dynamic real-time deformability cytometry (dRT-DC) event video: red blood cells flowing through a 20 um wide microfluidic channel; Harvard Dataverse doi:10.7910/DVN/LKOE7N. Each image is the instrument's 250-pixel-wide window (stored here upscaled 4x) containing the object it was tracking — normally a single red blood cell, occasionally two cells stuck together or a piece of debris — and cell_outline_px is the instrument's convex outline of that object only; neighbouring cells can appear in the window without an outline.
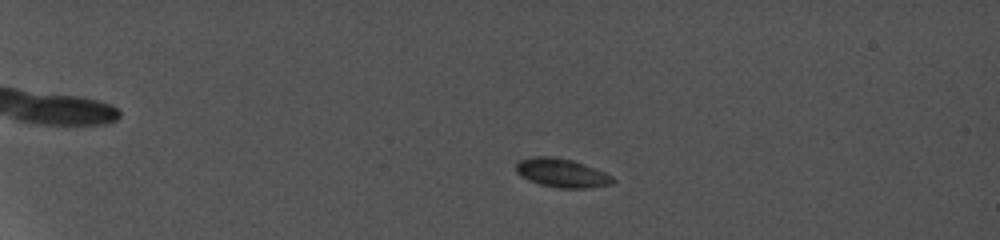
{"species": "common noctule bat (a hibernating species)", "species_latin": "Nyctalus noctula", "temperature_condition": "cold", "stored_images_in_passage": 9, "camera_frame_rate_fps": 5000, "um_per_image_px": 0.085, "animal": {"sex": "female", "body_mass_g": 19.0, "forearm_length_mm": 56.7}, "frame": {"image": 1, "passage_image": 3, "time_ms": 2.0, "image_size_px": [1000, 240], "cell_outline_px": [[616, 180], [612, 184], [588, 188], [560, 188], [540, 184], [528, 180], [520, 176], [516, 172], [516, 164], [520, 160], [540, 156], [544, 156], [572, 160], [604, 172], [612, 176]], "centroid_in_image_um": [47.75, 14.72], "position_along_channel_um": 37.2, "area_um2": 15.95}}
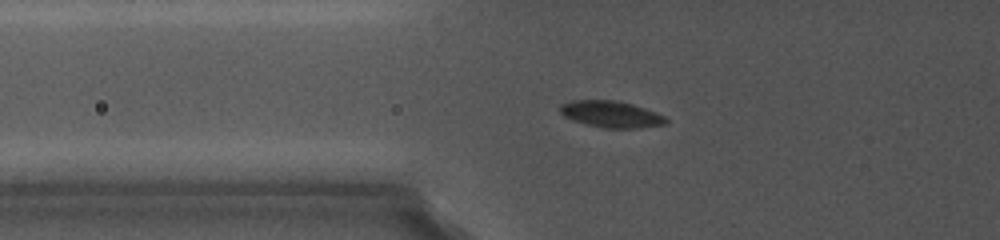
{"frame": {"image": 2, "passage_image": 7, "time_ms": 5.6, "image_size_px": [1000, 240], "cell_outline_px": [[668, 120], [664, 124], [640, 128], [604, 128], [572, 120], [564, 116], [560, 112], [560, 108], [564, 104], [576, 100], [612, 100], [628, 104], [664, 116]], "centroid_in_image_um": [51.91, 9.73], "position_along_channel_um": 73.9, "area_um2": 15.72}}